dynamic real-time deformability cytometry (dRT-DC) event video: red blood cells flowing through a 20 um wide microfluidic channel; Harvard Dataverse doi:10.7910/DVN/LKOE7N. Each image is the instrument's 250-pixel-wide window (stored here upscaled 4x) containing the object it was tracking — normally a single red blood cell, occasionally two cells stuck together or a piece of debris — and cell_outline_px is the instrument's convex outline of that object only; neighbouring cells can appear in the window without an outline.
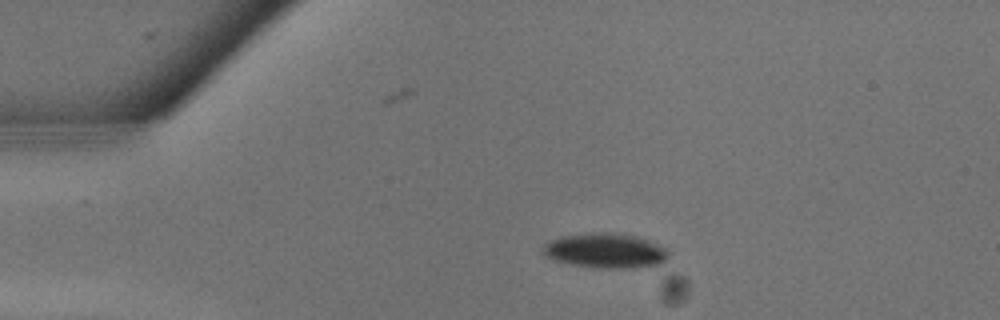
{"species": "common noctule bat (a hibernating species)", "species_latin": "Nyctalus noctula", "temperature_condition": "warm", "stored_images_in_passage": 23, "camera_frame_rate_fps": 3000, "um_per_image_px": 0.085, "animal": {"sex": "male", "body_mass_g": 13.3}, "frame": {"image": 1, "passage_image": 1, "time_ms": 0.0, "image_size_px": [1000, 320], "cell_outline_px": [[668, 256], [660, 264], [624, 268], [596, 268], [572, 264], [556, 260], [544, 256], [540, 252], [540, 248], [544, 244], [560, 236], [588, 232], [608, 232], [636, 236], [648, 240], [668, 248]], "centroid_in_image_um": [51.41, 21.29], "position_along_channel_um": 33.6, "area_um2": 25.61}}
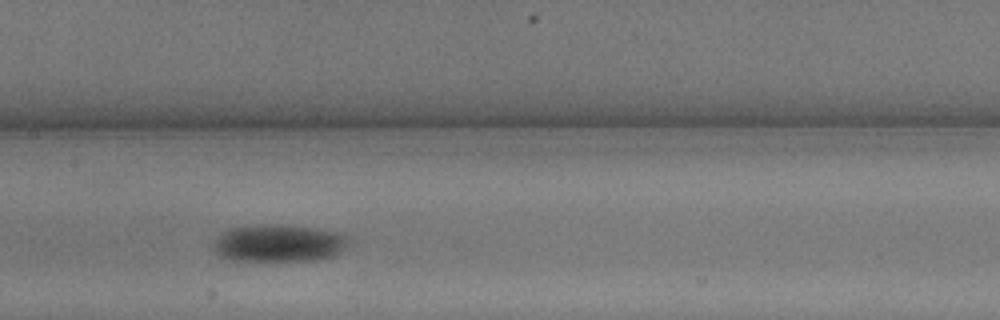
{"frame": {"image": 2, "passage_image": 9, "time_ms": 2.667, "image_size_px": [1000, 320], "cell_outline_px": [[352, 240], [336, 256], [320, 260], [228, 260], [216, 256], [212, 252], [212, 248], [220, 232], [228, 228], [256, 224], [280, 224], [316, 228], [340, 232], [352, 236]], "centroid_in_image_um": [23.71, 20.66], "position_along_channel_um": 183.7, "area_um2": 30.35}}
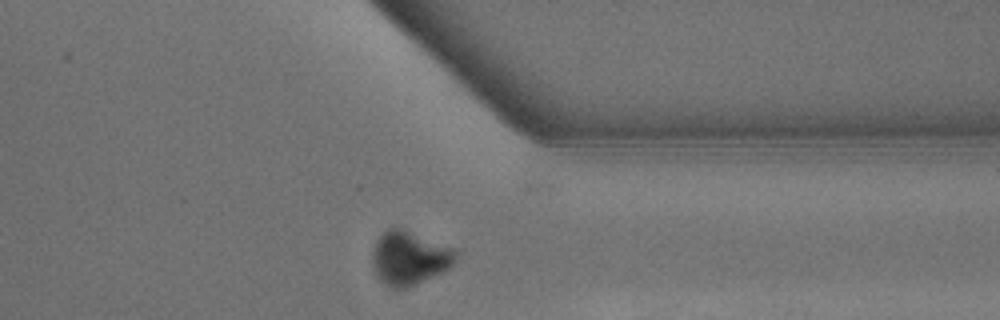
{"frame": {"image": 3, "passage_image": 17, "time_ms": 5.333, "image_size_px": [1000, 320], "cell_outline_px": [[460, 256], [444, 272], [416, 284], [404, 288], [392, 288], [384, 284], [376, 276], [372, 268], [372, 252], [376, 240], [388, 228], [404, 228], [452, 248]], "centroid_in_image_um": [34.78, 21.94], "position_along_channel_um": 376.6, "area_um2": 26.24}}